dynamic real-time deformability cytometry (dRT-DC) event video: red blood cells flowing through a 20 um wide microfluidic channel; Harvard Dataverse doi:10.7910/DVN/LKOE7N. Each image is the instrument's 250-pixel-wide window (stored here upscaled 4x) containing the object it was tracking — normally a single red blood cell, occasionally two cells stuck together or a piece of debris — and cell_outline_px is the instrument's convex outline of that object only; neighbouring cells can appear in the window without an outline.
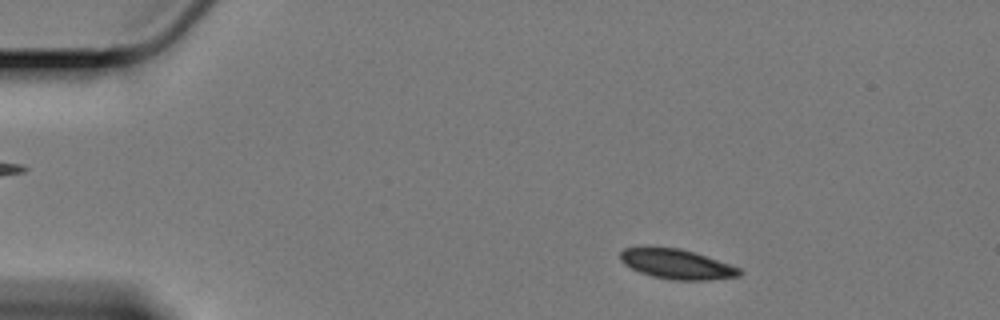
{"species": "Egyptian fruit bat (a non-hibernating species)", "species_latin": "Rousettus aegyptiacus", "temperature_condition": "cold", "stored_images_in_passage": 18, "camera_frame_rate_fps": 3000, "um_per_image_px": 0.085, "animal": {"sex": "female"}, "frame": {"image": 1, "passage_image": 4, "time_ms": 1.0, "image_size_px": [1000, 320], "cell_outline_px": [[744, 272], [740, 276], [708, 280], [672, 280], [652, 276], [640, 272], [624, 264], [620, 260], [620, 252], [624, 248], [680, 248], [740, 268]], "centroid_in_image_um": [57.53, 22.47], "position_along_channel_um": 27.5, "area_um2": 20.29}}
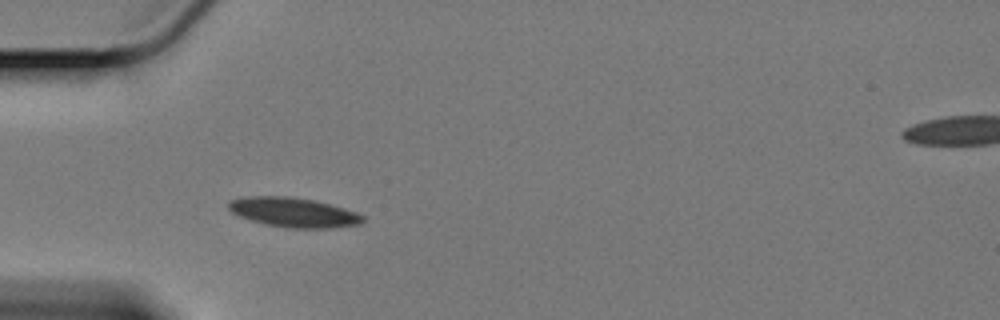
{"frame": {"image": 2, "passage_image": 13, "time_ms": 4.0, "image_size_px": [1000, 320], "cell_outline_px": [[368, 216], [364, 224], [332, 228], [288, 228], [264, 224], [240, 216], [232, 212], [228, 208], [228, 200], [240, 196], [288, 196], [316, 200], [344, 208]], "centroid_in_image_um": [25.0, 18.05], "position_along_channel_um": 60.0, "area_um2": 23.64}}
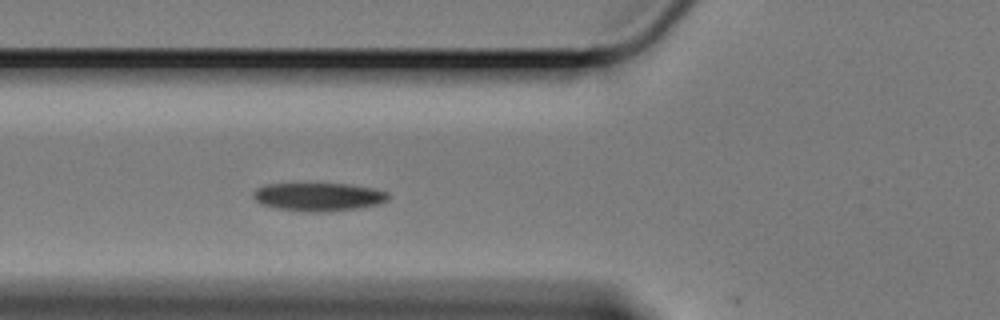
{"frame": {"image": 3, "passage_image": 17, "time_ms": 5.333, "image_size_px": [1000, 320], "cell_outline_px": [[388, 200], [380, 204], [332, 212], [308, 212], [276, 208], [260, 204], [252, 196], [252, 192], [256, 188], [264, 184], [296, 180], [300, 180], [348, 184], [372, 188], [388, 192]], "centroid_in_image_um": [26.98, 16.67], "position_along_channel_um": 98.8, "area_um2": 23.64}}